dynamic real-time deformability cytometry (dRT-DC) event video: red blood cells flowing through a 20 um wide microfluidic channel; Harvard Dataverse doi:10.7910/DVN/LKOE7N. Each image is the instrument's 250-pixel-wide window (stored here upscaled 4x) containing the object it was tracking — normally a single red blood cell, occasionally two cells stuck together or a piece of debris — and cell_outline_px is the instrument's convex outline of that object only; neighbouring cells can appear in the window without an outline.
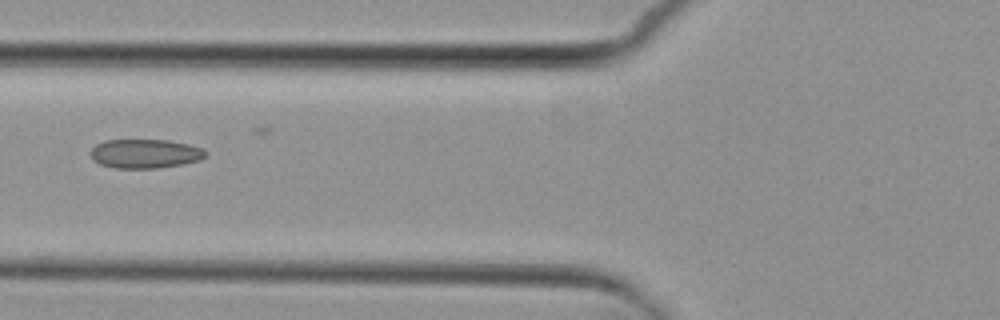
{"species": "common noctule bat (a hibernating species)", "species_latin": "Nyctalus noctula", "temperature_condition": "cold", "stored_images_in_passage": 8, "camera_frame_rate_fps": 3000, "um_per_image_px": 0.085, "animal": {"sex": "female", "body_mass_g": 29.2, "forearm_length_mm": 56.3}, "frame": {"image": 1, "passage_image": 6, "time_ms": 8.333, "image_size_px": [1000, 320], "cell_outline_px": [[208, 156], [200, 160], [184, 164], [156, 168], [116, 168], [100, 164], [92, 160], [88, 152], [96, 144], [104, 140], [168, 140], [188, 144], [204, 148], [208, 152]], "centroid_in_image_um": [12.35, 13.06], "position_along_channel_um": 113.5, "area_um2": 19.83}}
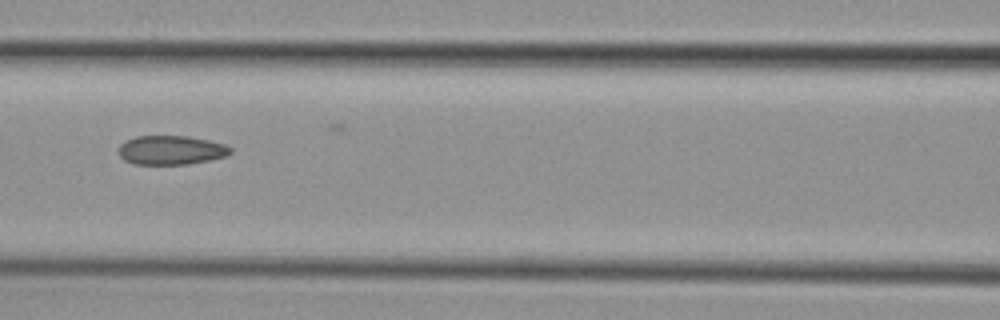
{"frame": {"image": 2, "passage_image": 7, "time_ms": 9.333, "image_size_px": [1000, 320], "cell_outline_px": [[232, 152], [228, 156], [188, 164], [132, 164], [124, 160], [116, 152], [116, 148], [124, 140], [136, 136], [188, 136], [208, 140], [224, 144], [232, 148]], "centroid_in_image_um": [14.49, 12.76], "position_along_channel_um": 152.1, "area_um2": 19.25}}